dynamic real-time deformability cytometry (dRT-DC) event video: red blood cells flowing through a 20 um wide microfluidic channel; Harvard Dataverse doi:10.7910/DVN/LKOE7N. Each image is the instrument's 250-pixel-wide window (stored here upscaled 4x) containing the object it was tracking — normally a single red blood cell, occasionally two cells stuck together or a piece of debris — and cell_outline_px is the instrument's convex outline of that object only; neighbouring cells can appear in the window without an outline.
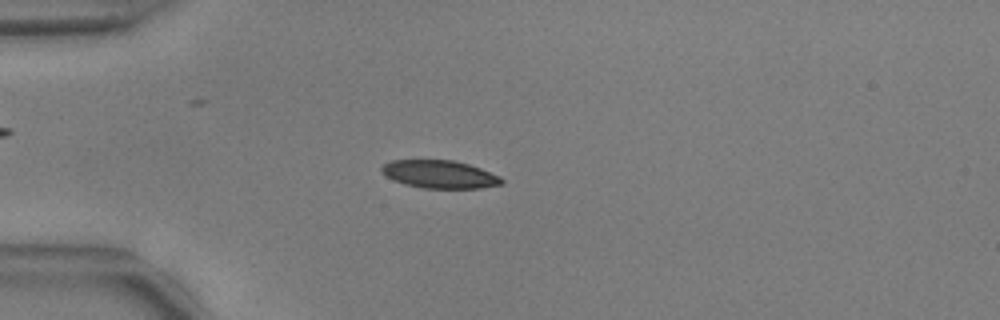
{"species": "common noctule bat (a hibernating species)", "species_latin": "Nyctalus noctula", "temperature_condition": "warm", "stored_images_in_passage": 54, "camera_frame_rate_fps": 3000, "um_per_image_px": 0.085, "animal": {"sex": "male", "body_mass_g": 17.9, "forearm_length_mm": 54.2}, "frame": {"image": 1, "passage_image": 15, "time_ms": 4.667, "image_size_px": [1000, 320], "cell_outline_px": [[504, 184], [480, 188], [424, 188], [404, 184], [384, 176], [380, 172], [380, 168], [384, 164], [392, 160], [452, 160], [468, 164], [480, 168], [500, 176], [504, 180]], "centroid_in_image_um": [37.36, 14.82], "position_along_channel_um": 47.6, "area_um2": 19.59}}
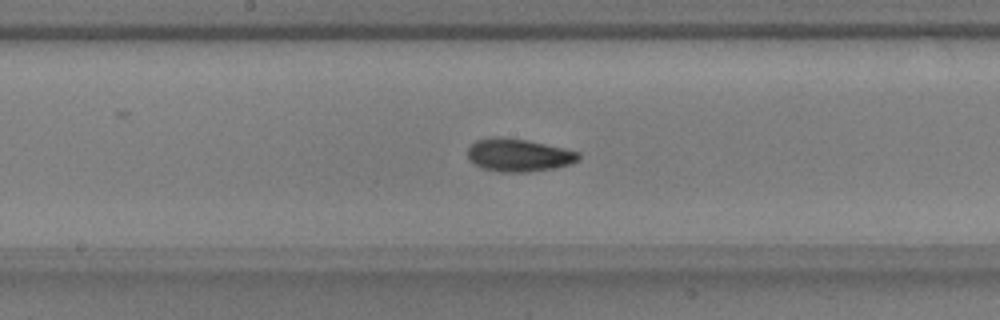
{"frame": {"image": 2, "passage_image": 29, "time_ms": 9.333, "image_size_px": [1000, 320], "cell_outline_px": [[580, 160], [572, 164], [552, 168], [528, 172], [500, 172], [484, 168], [468, 160], [468, 148], [476, 140], [492, 136], [496, 136], [528, 140], [564, 148], [580, 152]], "centroid_in_image_um": [44.1, 13.18], "position_along_channel_um": 204.1, "area_um2": 21.33}}
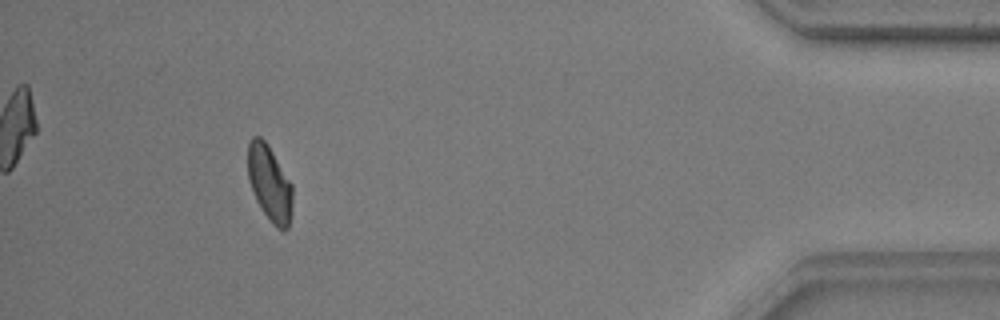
{"frame": {"image": 3, "passage_image": 50, "time_ms": 16.333, "image_size_px": [1000, 320], "cell_outline_px": [[292, 204], [288, 228], [284, 232], [276, 228], [272, 224], [256, 200], [248, 176], [248, 144], [252, 136], [260, 136], [268, 144], [292, 184]], "centroid_in_image_um": [22.92, 15.58], "position_along_channel_um": 412.3, "area_um2": 19.65}, "authors_computed_cell_mechanics": {"area_um2": 19.941, "velocity_mm_per_s": 3.7503, "shape_relaxation_time_tau1_ms": 5.0657, "shape_relaxation_time_tau2_ms": 1.98, "deformation_change_tau1": 0.144, "deformation_change_tau2": 0.0602}}